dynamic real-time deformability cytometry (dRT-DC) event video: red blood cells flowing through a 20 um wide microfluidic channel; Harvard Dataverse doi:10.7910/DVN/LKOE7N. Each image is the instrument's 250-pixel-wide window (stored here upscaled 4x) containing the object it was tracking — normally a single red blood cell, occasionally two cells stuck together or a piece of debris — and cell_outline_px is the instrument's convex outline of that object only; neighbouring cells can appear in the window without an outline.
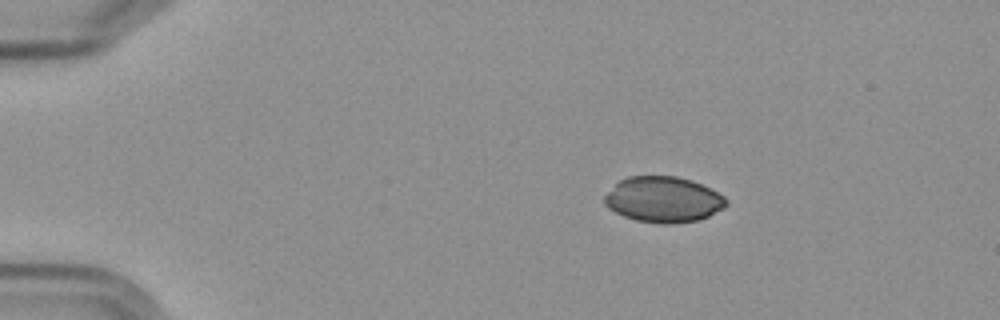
{"species": "Egyptian fruit bat (a non-hibernating species)", "species_latin": "Rousettus aegyptiacus", "temperature_condition": "cold", "stored_images_in_passage": 5, "camera_frame_rate_fps": 3000, "um_per_image_px": 0.085, "frame": {"image": 1, "passage_image": 2, "time_ms": 2.0, "image_size_px": [1000, 320], "cell_outline_px": [[728, 204], [724, 208], [700, 220], [672, 224], [664, 224], [636, 220], [624, 216], [608, 208], [604, 204], [604, 196], [620, 180], [628, 176], [676, 176], [700, 184], [724, 196], [728, 200]], "centroid_in_image_um": [56.38, 16.97], "position_along_channel_um": 28.6, "area_um2": 32.25}}